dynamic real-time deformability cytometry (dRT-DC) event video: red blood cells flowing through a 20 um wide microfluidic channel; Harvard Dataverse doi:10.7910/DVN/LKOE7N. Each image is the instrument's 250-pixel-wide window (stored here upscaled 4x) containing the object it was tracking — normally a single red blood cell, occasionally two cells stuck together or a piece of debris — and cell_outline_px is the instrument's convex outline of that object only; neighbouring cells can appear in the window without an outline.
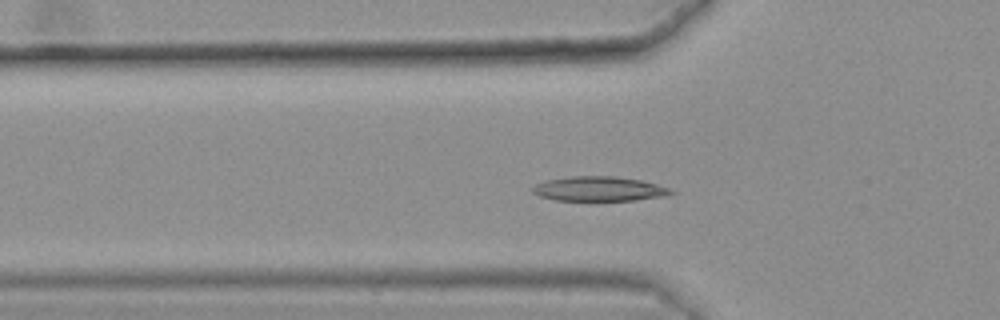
{"species": "common noctule bat (a hibernating species)", "species_latin": "Nyctalus noctula", "temperature_condition": "warm", "stored_images_in_passage": 43, "camera_frame_rate_fps": 3000, "um_per_image_px": 0.085, "animal": {"sex": "female", "body_mass_g": 25.1}, "frame": {"image": 1, "passage_image": 15, "time_ms": 4.667, "image_size_px": [1000, 320], "cell_outline_px": [[676, 192], [664, 196], [632, 200], [556, 200], [540, 196], [532, 192], [532, 188], [536, 184], [548, 180], [572, 176], [616, 176], [640, 180], [656, 184], [668, 188]], "centroid_in_image_um": [50.92, 16.05], "position_along_channel_um": 74.9, "area_um2": 19.54}}
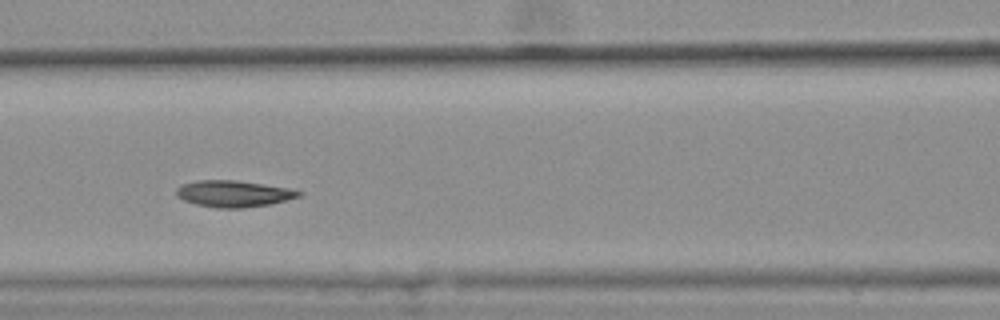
{"frame": {"image": 2, "passage_image": 21, "time_ms": 6.667, "image_size_px": [1000, 320], "cell_outline_px": [[304, 192], [300, 196], [268, 204], [244, 208], [216, 208], [196, 204], [184, 200], [176, 196], [176, 188], [184, 184], [200, 180], [236, 180], [288, 188]], "centroid_in_image_um": [19.83, 16.46], "position_along_channel_um": 146.8, "area_um2": 18.67}}
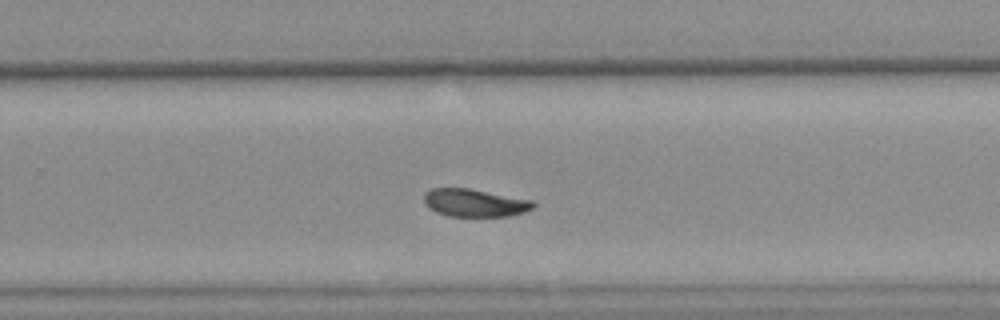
{"frame": {"image": 3, "passage_image": 33, "time_ms": 10.667, "image_size_px": [1000, 320], "cell_outline_px": [[536, 208], [512, 216], [448, 216], [436, 212], [428, 208], [424, 200], [424, 192], [432, 188], [468, 188], [532, 200], [536, 204]], "centroid_in_image_um": [40.36, 17.24], "position_along_channel_um": 289.4, "area_um2": 17.8}, "authors_computed_cell_mechanics": {"area_um2": 18.9006, "velocity_mm_per_s": 3.5822, "shape_relaxation_time_tau1_ms": 5.8193, "shape_relaxation_time_tau2_ms": 4.928, "deformation_change_tau1": 0.1441, "deformation_change_tau2": 0.0529}}